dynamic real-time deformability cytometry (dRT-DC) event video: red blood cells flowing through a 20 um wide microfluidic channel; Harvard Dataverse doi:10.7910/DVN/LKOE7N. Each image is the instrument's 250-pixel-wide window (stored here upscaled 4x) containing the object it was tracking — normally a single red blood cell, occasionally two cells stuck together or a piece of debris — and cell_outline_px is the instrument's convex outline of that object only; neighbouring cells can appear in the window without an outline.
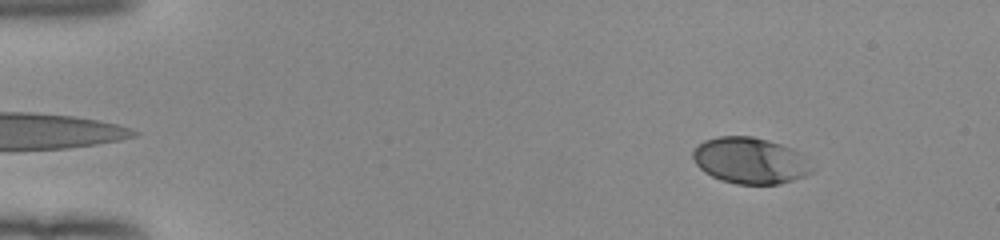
{"species": "human", "species_latin": "Homo sapiens", "temperature_condition": "room temperature", "stored_images_in_passage": 53, "camera_frame_rate_fps": 3000, "um_per_image_px": 0.085, "donor": {"sex": "female"}, "frame": {"image": 1, "passage_image": 7, "time_ms": 2.0, "image_size_px": [1000, 240], "cell_outline_px": [[812, 172], [804, 176], [792, 180], [776, 184], [736, 184], [720, 180], [704, 172], [692, 160], [692, 152], [704, 140], [720, 136], [752, 136], [768, 140], [792, 148], [812, 168]], "centroid_in_image_um": [63.69, 13.65], "position_along_channel_um": 21.3, "area_um2": 31.67}}
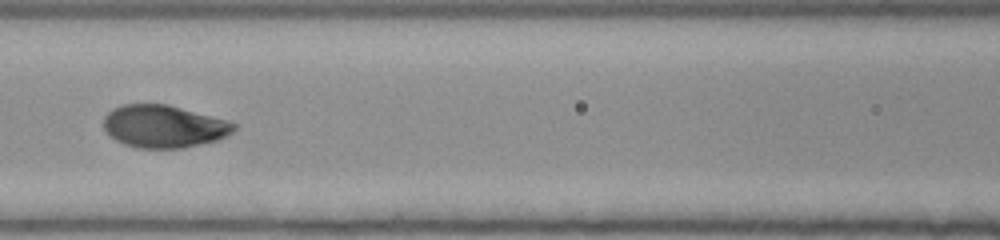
{"frame": {"image": 2, "passage_image": 25, "time_ms": 8.0, "image_size_px": [1000, 240], "cell_outline_px": [[236, 128], [232, 132], [216, 140], [184, 148], [136, 148], [124, 144], [116, 140], [104, 128], [104, 116], [112, 108], [124, 104], [168, 104], [228, 120], [236, 124]], "centroid_in_image_um": [13.92, 10.73], "position_along_channel_um": 152.7, "area_um2": 32.25}}
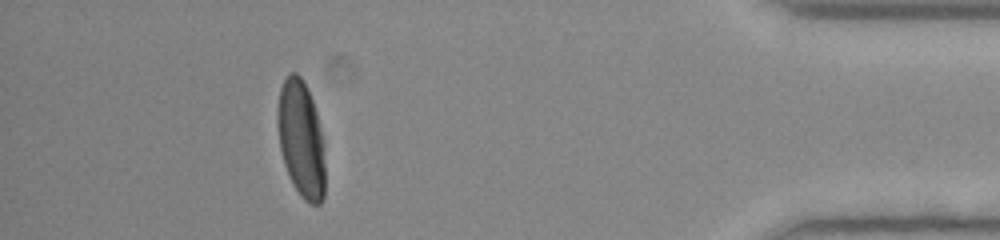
{"frame": {"image": 3, "passage_image": 48, "time_ms": 15.667, "image_size_px": [1000, 240], "cell_outline_px": [[324, 200], [320, 204], [308, 204], [300, 196], [292, 184], [288, 176], [284, 164], [280, 148], [276, 120], [276, 108], [280, 88], [284, 80], [292, 72], [296, 72], [300, 76], [312, 100], [316, 112], [324, 140]], "centroid_in_image_um": [25.58, 11.87], "position_along_channel_um": 409.6, "area_um2": 32.71}, "authors_computed_cell_mechanics": {"area_um2": 32.657, "velocity_mm_per_s": 3.9693, "shape_relaxation_time_tau1_ms": 2.6381, "shape_relaxation_time_tau2_ms": null, "deformation_change_tau1": 0.1686, "deformation_change_tau2": null}}